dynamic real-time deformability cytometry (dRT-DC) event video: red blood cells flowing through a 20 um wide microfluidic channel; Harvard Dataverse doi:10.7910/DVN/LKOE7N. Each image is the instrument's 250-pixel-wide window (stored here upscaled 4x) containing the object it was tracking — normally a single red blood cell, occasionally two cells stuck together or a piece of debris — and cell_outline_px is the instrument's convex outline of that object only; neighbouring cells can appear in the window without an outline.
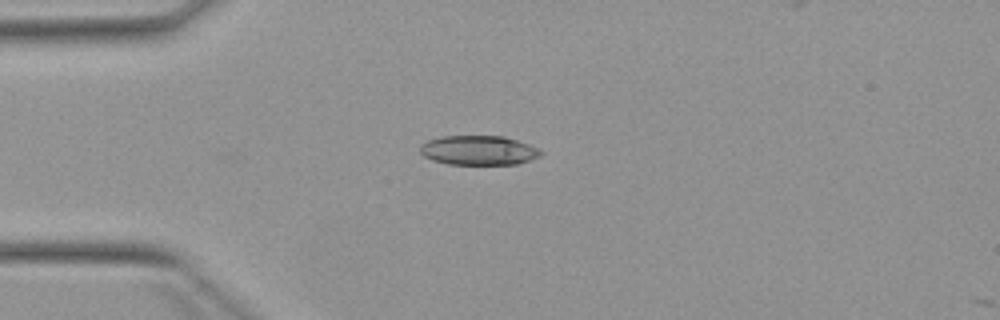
{"species": "Egyptian fruit bat (a non-hibernating species)", "species_latin": "Rousettus aegyptiacus", "temperature_condition": "warm", "stored_images_in_passage": 3, "camera_frame_rate_fps": 3000, "um_per_image_px": 0.085, "animal": {"sex": "female"}, "frame": {"image": 1, "passage_image": 3, "time_ms": 2.667, "image_size_px": [1000, 320], "cell_outline_px": [[544, 152], [540, 156], [516, 164], [448, 164], [432, 160], [424, 156], [420, 152], [420, 144], [428, 140], [440, 136], [504, 136], [540, 148]], "centroid_in_image_um": [40.67, 12.77], "position_along_channel_um": 44.3, "area_um2": 20.75}}